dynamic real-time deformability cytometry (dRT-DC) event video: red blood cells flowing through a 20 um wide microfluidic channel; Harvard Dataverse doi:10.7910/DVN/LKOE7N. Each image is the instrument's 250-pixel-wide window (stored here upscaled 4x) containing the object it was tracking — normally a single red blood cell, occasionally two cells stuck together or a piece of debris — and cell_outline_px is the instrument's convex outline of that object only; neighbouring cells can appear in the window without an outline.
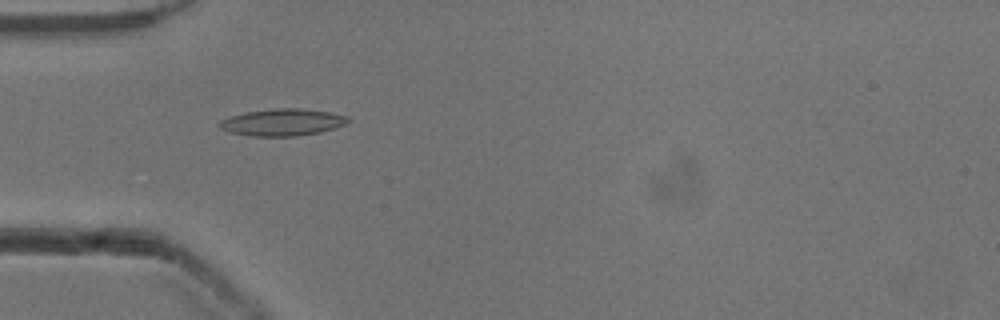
{"species": "common noctule bat (a hibernating species)", "species_latin": "Nyctalus noctula", "temperature_condition": "cold", "stored_images_in_passage": 36, "camera_frame_rate_fps": 3000, "um_per_image_px": 0.085, "animal": {"sex": "male", "body_mass_g": 13.3}, "frame": {"image": 1, "passage_image": 5, "time_ms": 1.333, "image_size_px": [1000, 320], "cell_outline_px": [[352, 120], [344, 124], [320, 132], [296, 136], [252, 136], [228, 132], [220, 128], [216, 124], [220, 120], [244, 112], [276, 108], [300, 108], [328, 112], [348, 116]], "centroid_in_image_um": [23.97, 10.39], "position_along_channel_um": 61.0, "area_um2": 20.17}}
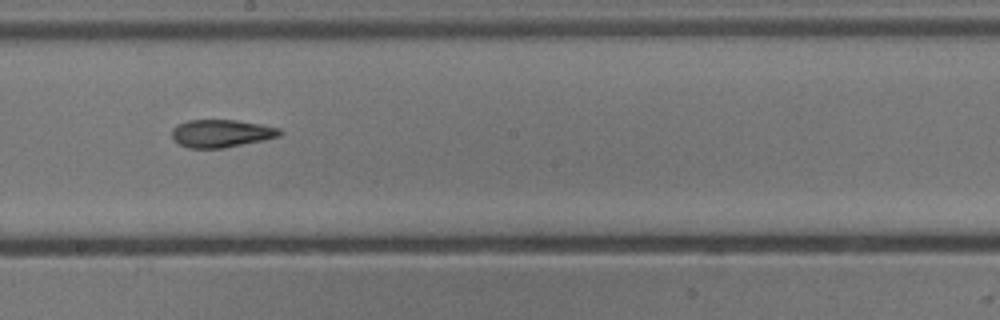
{"frame": {"image": 2, "passage_image": 18, "time_ms": 5.667, "image_size_px": [1000, 320], "cell_outline_px": [[284, 132], [280, 136], [264, 140], [224, 148], [188, 148], [172, 140], [172, 128], [176, 124], [188, 120], [236, 120], [260, 124], [280, 128]], "centroid_in_image_um": [18.8, 11.34], "position_along_channel_um": 229.4, "area_um2": 17.63}}
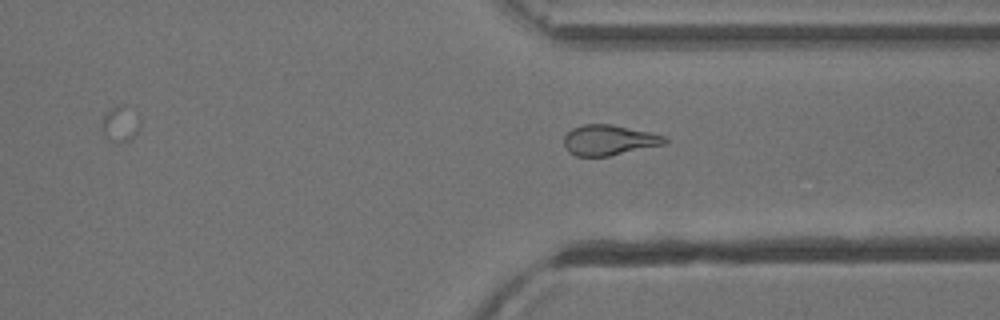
{"frame": {"image": 3, "passage_image": 28, "time_ms": 9.0, "image_size_px": [1000, 320], "cell_outline_px": [[668, 144], [608, 156], [576, 156], [568, 152], [564, 144], [564, 136], [572, 128], [584, 124], [612, 124], [668, 136]], "centroid_in_image_um": [51.8, 11.91], "position_along_channel_um": 359.6, "area_um2": 18.03}, "authors_computed_cell_mechanics": {"area_um2": 17.8024, "velocity_mm_per_s": 3.9149, "shape_relaxation_time_tau1_ms": 6.2276, "shape_relaxation_time_tau2_ms": 3.5473, "deformation_change_tau1": 0.1661, "deformation_change_tau2": 0.1284}}